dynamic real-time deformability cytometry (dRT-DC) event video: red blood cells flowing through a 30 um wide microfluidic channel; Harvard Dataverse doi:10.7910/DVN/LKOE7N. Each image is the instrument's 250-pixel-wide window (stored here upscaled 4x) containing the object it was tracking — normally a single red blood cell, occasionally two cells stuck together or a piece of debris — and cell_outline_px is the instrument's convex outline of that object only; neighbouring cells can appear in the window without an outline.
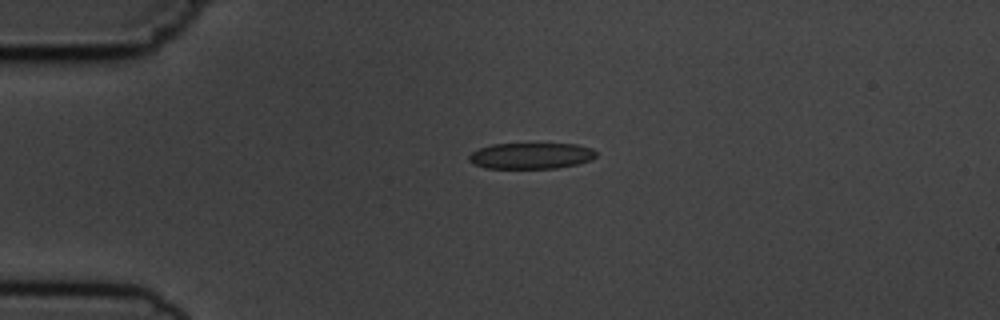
{"species": "common noctule bat (a hibernating species)", "species_latin": "Nyctalus noctula", "temperature_condition": "cold", "stored_images_in_passage": 3, "camera_frame_rate_fps": 3000, "um_per_image_px": 0.085, "animal": {"sex": "male", "body_mass_g": 19.5, "forearm_length_mm": 54.6}, "frame": {"image": 1, "passage_image": 1, "time_ms": 0.0, "image_size_px": [1000, 320], "cell_outline_px": [[596, 156], [592, 160], [576, 164], [556, 168], [484, 168], [472, 164], [468, 160], [468, 156], [472, 152], [480, 148], [492, 144], [576, 144], [592, 148], [596, 152]], "centroid_in_image_um": [45.12, 13.24], "position_along_channel_um": 39.9, "area_um2": 19.36}}
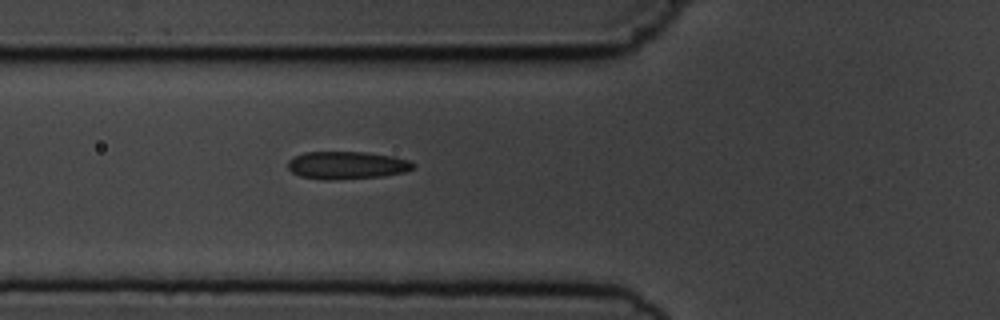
{"frame": {"image": 2, "passage_image": 3, "time_ms": 2.333, "image_size_px": [1000, 320], "cell_outline_px": [[416, 164], [412, 168], [404, 172], [384, 176], [336, 180], [324, 180], [300, 176], [292, 172], [288, 168], [288, 160], [304, 152], [364, 152], [392, 156], [408, 160]], "centroid_in_image_um": [29.47, 14.05], "position_along_channel_um": 96.3, "area_um2": 20.23}}